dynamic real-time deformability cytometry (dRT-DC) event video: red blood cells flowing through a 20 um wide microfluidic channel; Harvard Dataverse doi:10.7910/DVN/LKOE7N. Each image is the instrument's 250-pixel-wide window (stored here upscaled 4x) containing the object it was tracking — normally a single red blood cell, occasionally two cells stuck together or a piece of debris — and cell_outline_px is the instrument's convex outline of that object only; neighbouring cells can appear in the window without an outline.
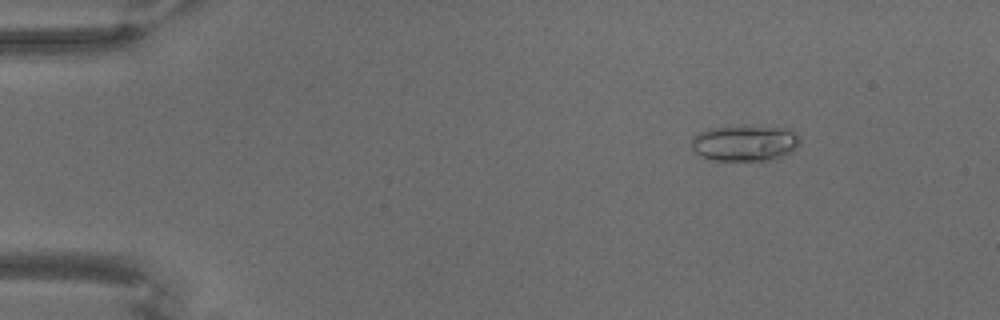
{"species": "common noctule bat (a hibernating species)", "species_latin": "Nyctalus noctula", "temperature_condition": "warm", "stored_images_in_passage": 70, "camera_frame_rate_fps": 3000, "um_per_image_px": 0.085, "animal": {"sex": "male", "body_mass_g": 18.8}, "frame": {"image": 1, "passage_image": 10, "time_ms": 3.0, "image_size_px": [1000, 320], "cell_outline_px": [[800, 144], [792, 152], [776, 160], [764, 164], [708, 160], [696, 156], [692, 148], [692, 136], [708, 128], [744, 124], [792, 128], [796, 132], [800, 140]], "centroid_in_image_um": [63.34, 12.2], "position_along_channel_um": 21.7, "area_um2": 24.85}}
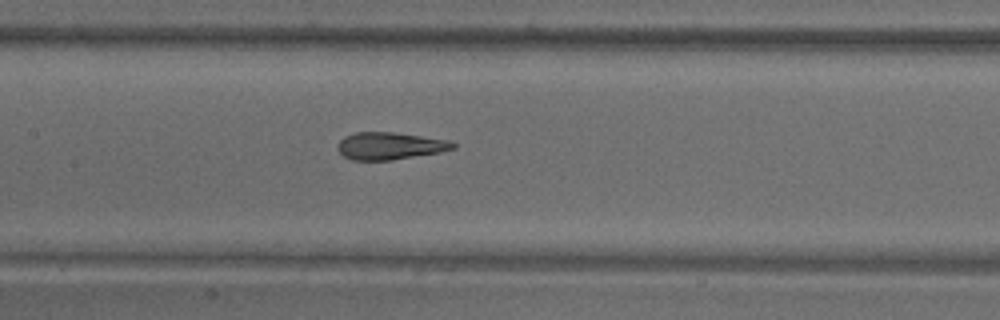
{"frame": {"image": 2, "passage_image": 35, "time_ms": 11.333, "image_size_px": [1000, 320], "cell_outline_px": [[456, 148], [440, 152], [392, 160], [352, 160], [344, 156], [336, 148], [336, 144], [344, 136], [352, 132], [396, 132], [448, 140], [456, 144]], "centroid_in_image_um": [33.11, 12.39], "position_along_channel_um": 174.3, "area_um2": 18.5}}
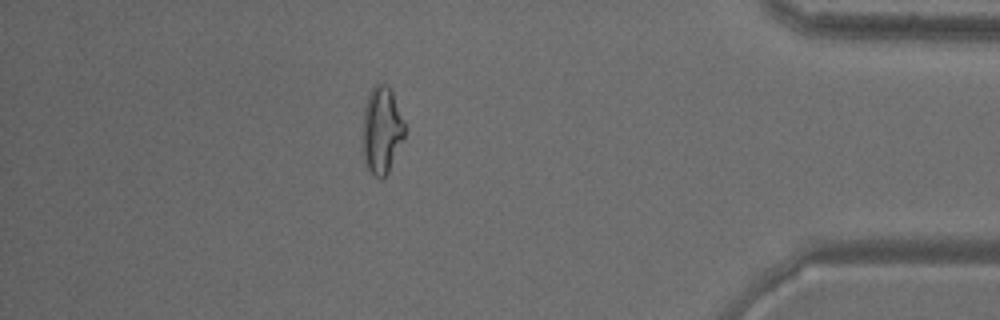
{"frame": {"image": 3, "passage_image": 62, "time_ms": 20.333, "image_size_px": [1000, 320], "cell_outline_px": [[404, 136], [388, 172], [380, 180], [368, 168], [364, 160], [364, 104], [368, 92], [376, 84], [388, 84], [392, 92], [404, 120]], "centroid_in_image_um": [32.45, 11.01], "position_along_channel_um": 402.8, "area_um2": 20.87}}